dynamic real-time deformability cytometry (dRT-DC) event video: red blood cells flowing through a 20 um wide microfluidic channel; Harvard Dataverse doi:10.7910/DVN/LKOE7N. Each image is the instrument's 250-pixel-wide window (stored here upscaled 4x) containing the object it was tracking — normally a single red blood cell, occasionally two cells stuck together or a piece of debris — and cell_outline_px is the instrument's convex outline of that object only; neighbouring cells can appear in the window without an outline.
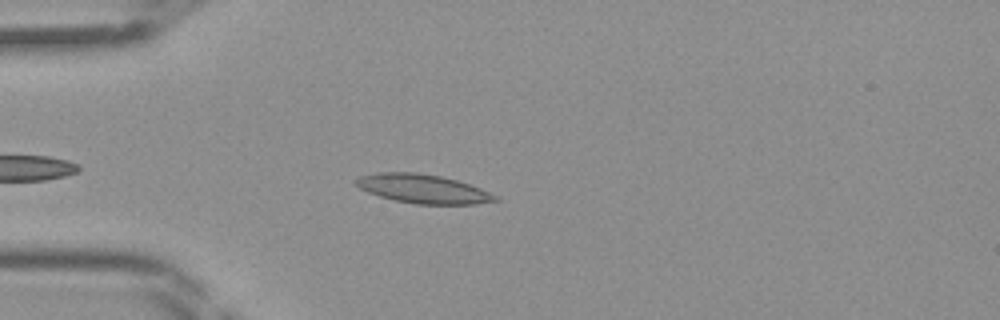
{"species": "Egyptian fruit bat (a non-hibernating species)", "species_latin": "Rousettus aegyptiacus", "temperature_condition": "room temperature", "stored_images_in_passage": 35, "camera_frame_rate_fps": 3000, "um_per_image_px": 0.085, "frame": {"image": 1, "passage_image": 5, "time_ms": 1.333, "image_size_px": [1000, 320], "cell_outline_px": [[500, 200], [476, 204], [416, 204], [396, 200], [380, 196], [368, 192], [360, 188], [352, 180], [360, 176], [380, 172], [416, 172], [440, 176], [456, 180], [480, 188], [496, 196]], "centroid_in_image_um": [35.93, 16.04], "position_along_channel_um": 49.1, "area_um2": 23.24}}
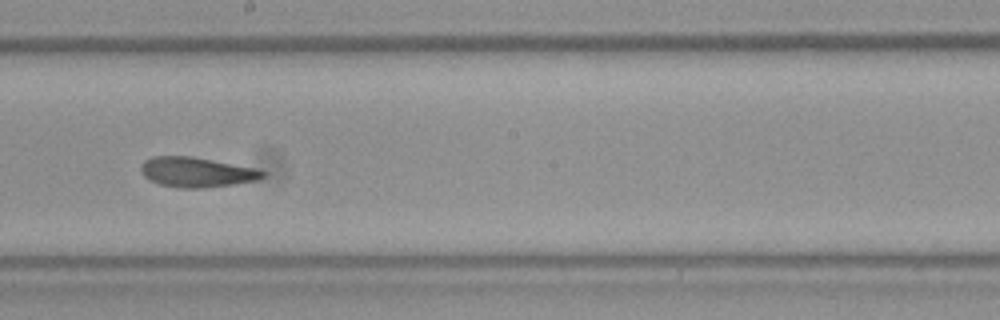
{"frame": {"image": 2, "passage_image": 18, "time_ms": 5.667, "image_size_px": [1000, 320], "cell_outline_px": [[268, 172], [264, 176], [256, 180], [232, 184], [200, 188], [180, 188], [160, 184], [144, 176], [140, 172], [140, 164], [144, 160], [152, 156], [192, 156], [256, 168]], "centroid_in_image_um": [16.69, 14.62], "position_along_channel_um": 231.5, "area_um2": 21.21}}
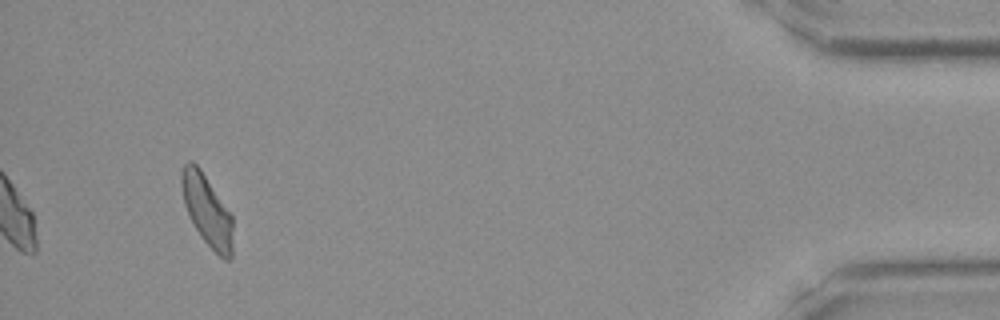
{"frame": {"image": 3, "passage_image": 35, "time_ms": 11.333, "image_size_px": [1000, 320], "cell_outline_px": [[232, 256], [228, 260], [224, 260], [200, 236], [184, 204], [180, 184], [180, 176], [184, 164], [188, 160], [192, 160], [200, 168], [232, 216]], "centroid_in_image_um": [17.58, 17.85], "position_along_channel_um": 417.6, "area_um2": 20.92}}